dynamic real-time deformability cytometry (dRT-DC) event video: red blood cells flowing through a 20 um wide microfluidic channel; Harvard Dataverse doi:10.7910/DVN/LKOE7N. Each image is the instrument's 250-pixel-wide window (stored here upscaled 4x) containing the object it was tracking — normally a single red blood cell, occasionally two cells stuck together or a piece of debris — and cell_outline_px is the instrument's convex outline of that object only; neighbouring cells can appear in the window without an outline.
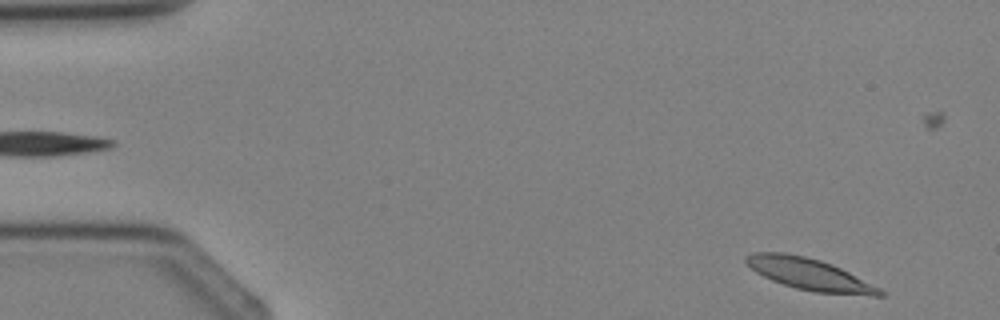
{"species": "Egyptian fruit bat (a non-hibernating species)", "species_latin": "Rousettus aegyptiacus", "temperature_condition": "cold", "stored_images_in_passage": 4, "camera_frame_rate_fps": 3000, "um_per_image_px": 0.085, "animal": {"sex": "female"}, "frame": {"image": 1, "passage_image": 4, "time_ms": 3.333, "image_size_px": [1000, 320], "cell_outline_px": [[884, 296], [872, 296], [816, 292], [796, 288], [772, 280], [756, 272], [744, 260], [744, 256], [752, 252], [784, 252], [804, 256], [820, 260], [832, 264], [880, 288], [884, 292]], "centroid_in_image_um": [68.79, 23.3], "position_along_channel_um": 16.2, "area_um2": 24.45}}